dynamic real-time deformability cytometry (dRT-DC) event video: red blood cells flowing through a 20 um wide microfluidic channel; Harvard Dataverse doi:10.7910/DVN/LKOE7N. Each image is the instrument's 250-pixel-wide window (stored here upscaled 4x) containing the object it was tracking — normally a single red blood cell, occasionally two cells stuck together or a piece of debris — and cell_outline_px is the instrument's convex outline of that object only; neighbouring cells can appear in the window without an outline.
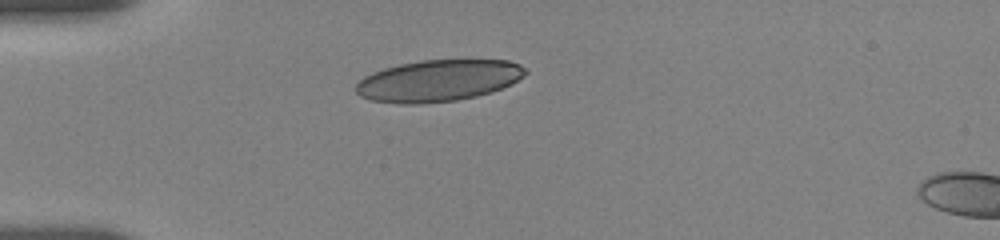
{"species": "human", "species_latin": "Homo sapiens", "temperature_condition": "room temperature", "stored_images_in_passage": 15, "camera_frame_rate_fps": 3000, "um_per_image_px": 0.085, "donor": {"sex": "female"}, "frame": {"image": 1, "passage_image": 1, "time_ms": 0.0, "image_size_px": [1000, 240], "cell_outline_px": [[528, 72], [524, 76], [512, 84], [492, 92], [476, 96], [456, 100], [420, 104], [400, 104], [372, 100], [360, 96], [356, 92], [356, 84], [364, 76], [372, 72], [384, 68], [400, 64], [420, 60], [508, 60], [520, 64], [528, 68]], "centroid_in_image_um": [37.28, 6.85], "position_along_channel_um": 47.7, "area_um2": 41.33}}
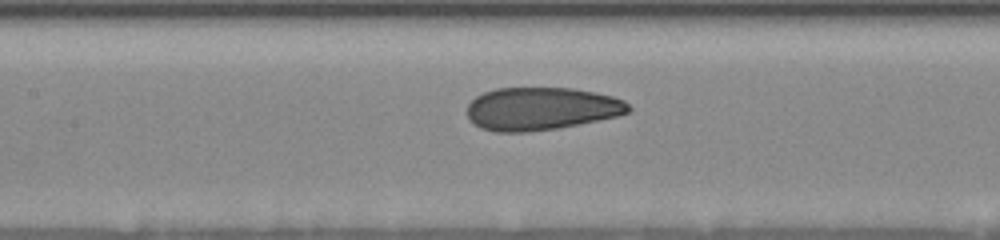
{"frame": {"image": 2, "passage_image": 9, "time_ms": 3.667, "image_size_px": [1000, 240], "cell_outline_px": [[632, 108], [628, 112], [620, 116], [556, 128], [528, 132], [496, 132], [480, 128], [468, 120], [468, 104], [476, 96], [484, 92], [496, 88], [572, 88], [596, 92], [612, 96], [624, 100]], "centroid_in_image_um": [46.0, 9.24], "position_along_channel_um": 161.4, "area_um2": 40.46}}
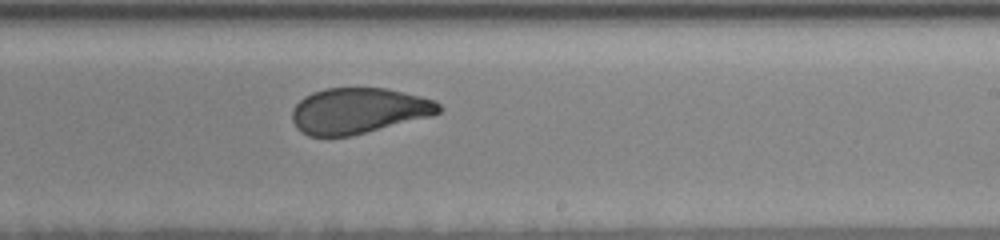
{"frame": {"image": 3, "passage_image": 15, "time_ms": 6.333, "image_size_px": [1000, 240], "cell_outline_px": [[444, 108], [440, 112], [432, 116], [352, 136], [308, 136], [300, 132], [296, 128], [292, 120], [292, 108], [304, 96], [312, 92], [328, 88], [388, 88], [436, 100]], "centroid_in_image_um": [30.49, 9.42], "position_along_channel_um": 258.5, "area_um2": 39.48}}